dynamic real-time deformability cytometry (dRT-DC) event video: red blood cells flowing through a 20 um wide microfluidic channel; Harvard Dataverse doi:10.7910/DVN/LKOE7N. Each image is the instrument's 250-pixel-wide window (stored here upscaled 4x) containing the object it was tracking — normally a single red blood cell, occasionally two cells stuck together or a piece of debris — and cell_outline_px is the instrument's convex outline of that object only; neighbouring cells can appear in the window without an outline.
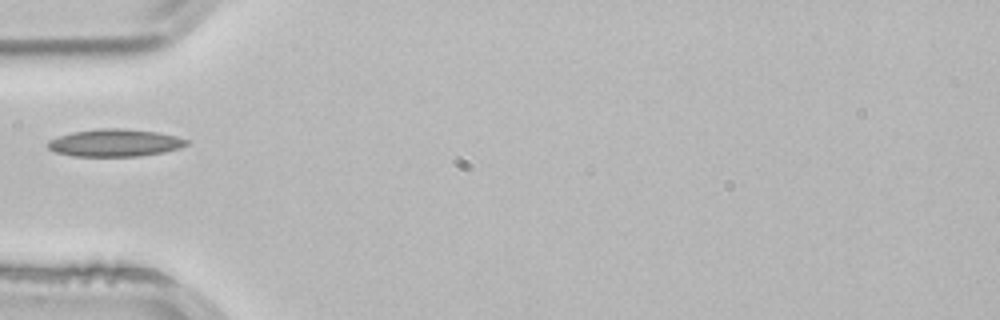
{"species": "common noctule bat (a hibernating species)", "species_latin": "Nyctalus noctula", "temperature_condition": "room temperature", "stored_images_in_passage": 2, "camera_frame_rate_fps": 3000, "um_per_image_px": 0.085, "animal": {"sex": "male", "body_mass_g": 21.5, "forearm_length_mm": 52.0}, "frame": {"image": 1, "passage_image": 2, "time_ms": 0.333, "image_size_px": [1000, 320], "cell_outline_px": [[188, 144], [180, 148], [164, 152], [140, 156], [72, 156], [56, 152], [48, 148], [48, 140], [72, 132], [100, 128], [124, 128], [160, 132], [176, 136], [188, 140]], "centroid_in_image_um": [9.79, 12.13], "position_along_channel_um": 75.2, "area_um2": 22.25}}